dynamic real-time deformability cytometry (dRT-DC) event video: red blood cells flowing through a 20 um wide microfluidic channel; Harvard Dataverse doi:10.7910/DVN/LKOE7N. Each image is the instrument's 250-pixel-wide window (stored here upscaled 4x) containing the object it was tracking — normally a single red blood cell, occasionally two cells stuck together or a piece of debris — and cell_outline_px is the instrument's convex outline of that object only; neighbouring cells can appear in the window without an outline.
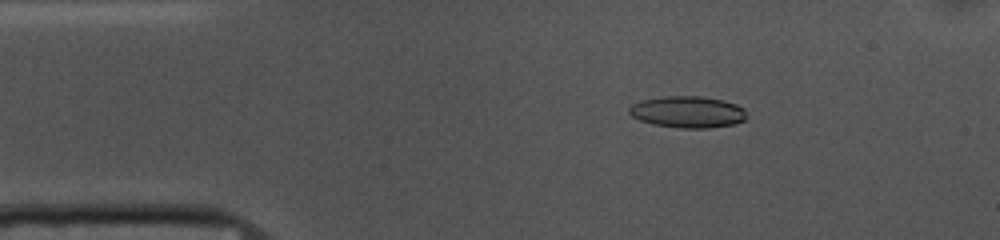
{"species": "common noctule bat (a hibernating species)", "species_latin": "Nyctalus noctula", "temperature_condition": "cold", "stored_images_in_passage": 53, "camera_frame_rate_fps": 3000, "um_per_image_px": 0.085, "animal": {"sex": "female", "body_mass_g": 10.0, "forearm_length_mm": 53.1}, "frame": {"image": 1, "passage_image": 8, "time_ms": 2.333, "image_size_px": [1000, 240], "cell_outline_px": [[748, 116], [744, 120], [736, 124], [708, 128], [680, 128], [652, 124], [640, 120], [632, 116], [628, 112], [628, 108], [632, 104], [640, 100], [664, 96], [700, 96], [724, 100], [736, 104], [744, 108]], "centroid_in_image_um": [58.46, 9.51], "position_along_channel_um": 26.5, "area_um2": 21.91}}
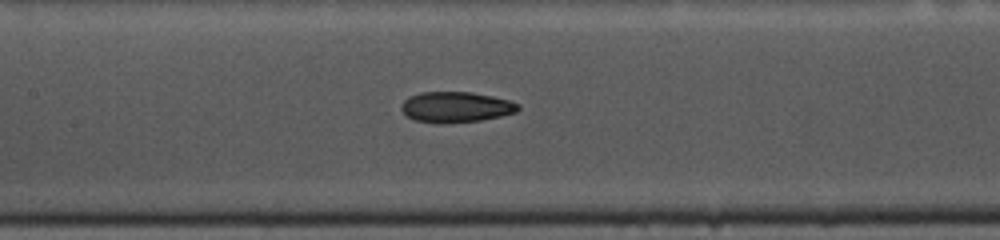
{"frame": {"image": 2, "passage_image": 23, "time_ms": 7.333, "image_size_px": [1000, 240], "cell_outline_px": [[520, 108], [516, 112], [500, 116], [480, 120], [416, 120], [408, 116], [400, 108], [404, 100], [408, 96], [420, 92], [472, 92], [492, 96], [508, 100], [520, 104]], "centroid_in_image_um": [38.79, 9.04], "position_along_channel_um": 168.6, "area_um2": 19.88}}
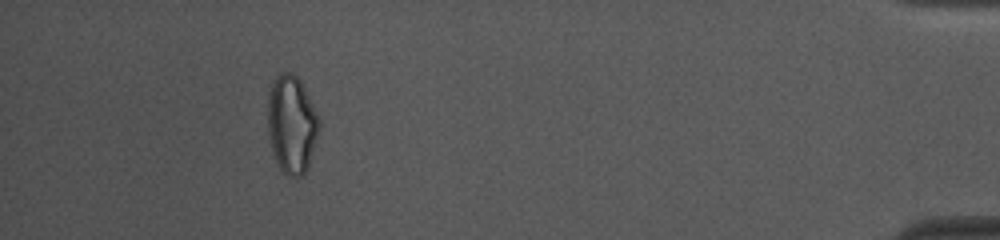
{"frame": {"image": 3, "passage_image": 48, "time_ms": 15.667, "image_size_px": [1000, 240], "cell_outline_px": [[320, 132], [308, 168], [300, 176], [288, 176], [280, 168], [272, 152], [268, 132], [268, 96], [272, 84], [276, 76], [280, 72], [292, 72], [300, 80], [320, 116]], "centroid_in_image_um": [24.82, 10.56], "position_along_channel_um": 410.4, "area_um2": 29.65}, "authors_computed_cell_mechanics": {"area_um2": 21.1548, "velocity_mm_per_s": 3.7124, "shape_relaxation_time_tau1_ms": 9.0943, "shape_relaxation_time_tau2_ms": 6.9709, "deformation_change_tau1": 0.1889, "deformation_change_tau2": 0.1376}}